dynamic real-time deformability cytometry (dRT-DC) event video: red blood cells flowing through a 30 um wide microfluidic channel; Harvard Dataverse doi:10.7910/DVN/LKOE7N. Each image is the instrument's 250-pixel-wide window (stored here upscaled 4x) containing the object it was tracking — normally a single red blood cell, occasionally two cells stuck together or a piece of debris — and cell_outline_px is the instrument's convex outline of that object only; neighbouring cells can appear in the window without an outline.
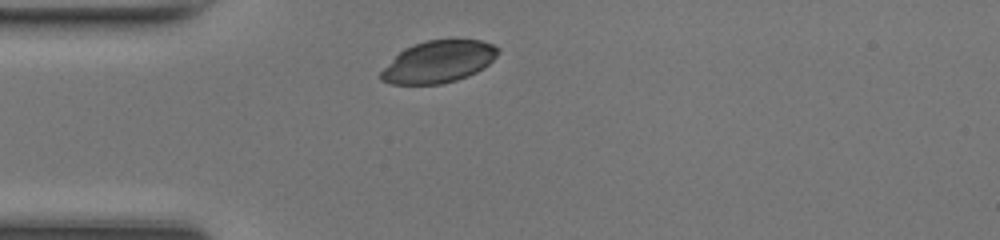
{"species": "common noctule bat (a hibernating species)", "species_latin": "Nyctalus noctula", "temperature_condition": "room temperature", "stored_images_in_passage": 29, "camera_frame_rate_fps": 3000, "um_per_image_px": 0.085, "animal": {"sex": "female", "body_mass_g": 17.0, "forearm_length_mm": 48.0}, "frame": {"image": 1, "passage_image": 1, "time_ms": 0.0, "image_size_px": [1000, 240], "cell_outline_px": [[500, 52], [484, 68], [468, 76], [456, 80], [440, 84], [392, 84], [380, 80], [380, 72], [404, 48], [428, 40], [480, 40], [492, 44], [500, 48]], "centroid_in_image_um": [37.29, 5.25], "position_along_channel_um": 47.7, "area_um2": 28.38}}
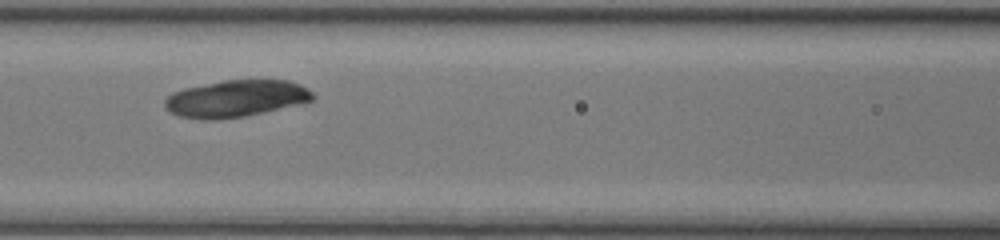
{"frame": {"image": 2, "passage_image": 9, "time_ms": 2.667, "image_size_px": [1000, 240], "cell_outline_px": [[316, 96], [312, 100], [264, 112], [244, 116], [212, 120], [200, 120], [180, 116], [172, 112], [164, 104], [164, 100], [172, 92], [184, 88], [224, 80], [288, 80], [300, 84], [308, 88]], "centroid_in_image_um": [20.05, 8.37], "position_along_channel_um": 146.6, "area_um2": 31.62}}
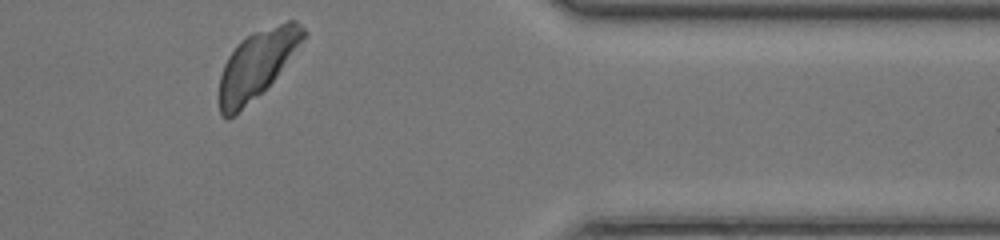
{"frame": {"image": 3, "passage_image": 28, "time_ms": 9.0, "image_size_px": [1000, 240], "cell_outline_px": [[308, 36], [276, 76], [256, 96], [228, 120], [224, 120], [220, 116], [220, 76], [224, 64], [228, 56], [236, 44], [240, 40], [252, 32], [288, 20], [296, 20], [308, 32]], "centroid_in_image_um": [21.85, 5.42], "position_along_channel_um": 389.5, "area_um2": 32.95}}